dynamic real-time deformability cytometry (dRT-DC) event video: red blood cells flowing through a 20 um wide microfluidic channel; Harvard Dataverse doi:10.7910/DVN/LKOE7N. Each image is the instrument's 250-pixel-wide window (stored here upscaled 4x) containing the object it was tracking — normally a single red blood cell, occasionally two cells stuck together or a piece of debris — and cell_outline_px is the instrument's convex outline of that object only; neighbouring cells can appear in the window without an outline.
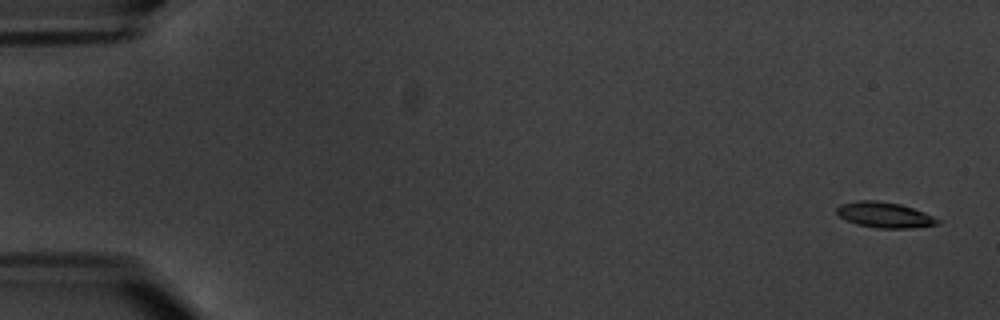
{"species": "common noctule bat (a hibernating species)", "species_latin": "Nyctalus noctula", "temperature_condition": "warm", "stored_images_in_passage": 5, "camera_frame_rate_fps": 3000, "um_per_image_px": 0.085, "animal": {"sex": "male", "body_mass_g": 20.1, "forearm_length_mm": 53.5}, "frame": {"image": 1, "passage_image": 1, "time_ms": 0.0, "image_size_px": [1000, 320], "cell_outline_px": [[940, 224], [912, 228], [876, 228], [856, 224], [840, 216], [836, 212], [836, 208], [840, 204], [856, 200], [876, 200], [900, 204], [924, 212], [940, 220]], "centroid_in_image_um": [75.18, 18.26], "position_along_channel_um": 9.8, "area_um2": 15.03}}
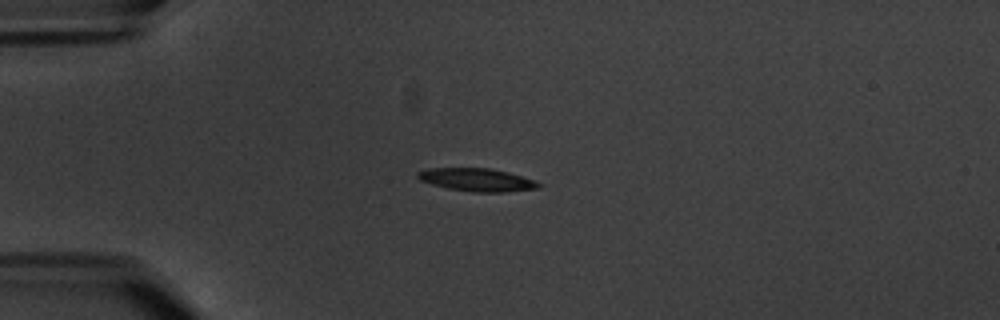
{"frame": {"image": 2, "passage_image": 5, "time_ms": 4.667, "image_size_px": [1000, 320], "cell_outline_px": [[544, 184], [540, 188], [504, 192], [472, 192], [448, 188], [432, 184], [420, 180], [416, 176], [416, 172], [428, 168], [488, 168], [508, 172], [536, 180]], "centroid_in_image_um": [40.58, 15.28], "position_along_channel_um": 44.4, "area_um2": 16.3}}